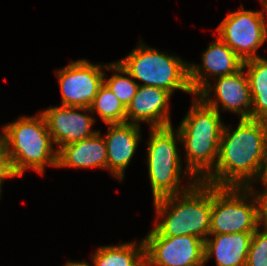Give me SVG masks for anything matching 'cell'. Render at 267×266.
Listing matches in <instances>:
<instances>
[{"label":"cell","instance_id":"cell-17","mask_svg":"<svg viewBox=\"0 0 267 266\" xmlns=\"http://www.w3.org/2000/svg\"><path fill=\"white\" fill-rule=\"evenodd\" d=\"M205 240V264L215 256L217 266H246L253 233L216 234Z\"/></svg>","mask_w":267,"mask_h":266},{"label":"cell","instance_id":"cell-10","mask_svg":"<svg viewBox=\"0 0 267 266\" xmlns=\"http://www.w3.org/2000/svg\"><path fill=\"white\" fill-rule=\"evenodd\" d=\"M102 68L106 69V65H93L83 59L72 61L59 70L57 75L62 96L61 106L90 108L104 83Z\"/></svg>","mask_w":267,"mask_h":266},{"label":"cell","instance_id":"cell-18","mask_svg":"<svg viewBox=\"0 0 267 266\" xmlns=\"http://www.w3.org/2000/svg\"><path fill=\"white\" fill-rule=\"evenodd\" d=\"M243 67L248 68L246 74L252 98L251 119L267 121V59L258 57L246 60Z\"/></svg>","mask_w":267,"mask_h":266},{"label":"cell","instance_id":"cell-4","mask_svg":"<svg viewBox=\"0 0 267 266\" xmlns=\"http://www.w3.org/2000/svg\"><path fill=\"white\" fill-rule=\"evenodd\" d=\"M154 206L157 218L166 216L154 227L162 236L193 235L204 241L207 239L212 209L211 184L198 181L182 194L154 200Z\"/></svg>","mask_w":267,"mask_h":266},{"label":"cell","instance_id":"cell-28","mask_svg":"<svg viewBox=\"0 0 267 266\" xmlns=\"http://www.w3.org/2000/svg\"><path fill=\"white\" fill-rule=\"evenodd\" d=\"M261 3L264 6V11L267 13V0H261Z\"/></svg>","mask_w":267,"mask_h":266},{"label":"cell","instance_id":"cell-1","mask_svg":"<svg viewBox=\"0 0 267 266\" xmlns=\"http://www.w3.org/2000/svg\"><path fill=\"white\" fill-rule=\"evenodd\" d=\"M267 121L241 119L231 133L223 127L214 170L203 182L217 187H247L258 178L266 145Z\"/></svg>","mask_w":267,"mask_h":266},{"label":"cell","instance_id":"cell-2","mask_svg":"<svg viewBox=\"0 0 267 266\" xmlns=\"http://www.w3.org/2000/svg\"><path fill=\"white\" fill-rule=\"evenodd\" d=\"M0 139L13 178L21 177L28 168L42 174L45 164L57 167L58 151L53 150V140L41 113L20 117L4 126Z\"/></svg>","mask_w":267,"mask_h":266},{"label":"cell","instance_id":"cell-9","mask_svg":"<svg viewBox=\"0 0 267 266\" xmlns=\"http://www.w3.org/2000/svg\"><path fill=\"white\" fill-rule=\"evenodd\" d=\"M217 32L218 37L244 62L259 57L256 50L267 39V24L263 12L242 9L225 17Z\"/></svg>","mask_w":267,"mask_h":266},{"label":"cell","instance_id":"cell-26","mask_svg":"<svg viewBox=\"0 0 267 266\" xmlns=\"http://www.w3.org/2000/svg\"><path fill=\"white\" fill-rule=\"evenodd\" d=\"M13 178V176L11 175V173H0V193H1V185L4 179L7 178ZM1 195V194H0Z\"/></svg>","mask_w":267,"mask_h":266},{"label":"cell","instance_id":"cell-25","mask_svg":"<svg viewBox=\"0 0 267 266\" xmlns=\"http://www.w3.org/2000/svg\"><path fill=\"white\" fill-rule=\"evenodd\" d=\"M0 173H11L9 167L5 162L4 148L0 139Z\"/></svg>","mask_w":267,"mask_h":266},{"label":"cell","instance_id":"cell-5","mask_svg":"<svg viewBox=\"0 0 267 266\" xmlns=\"http://www.w3.org/2000/svg\"><path fill=\"white\" fill-rule=\"evenodd\" d=\"M121 73L142 80V86L167 90L171 95L180 89L193 94L189 84V64L144 44L135 48L127 57L118 61Z\"/></svg>","mask_w":267,"mask_h":266},{"label":"cell","instance_id":"cell-24","mask_svg":"<svg viewBox=\"0 0 267 266\" xmlns=\"http://www.w3.org/2000/svg\"><path fill=\"white\" fill-rule=\"evenodd\" d=\"M258 179L267 180V135H266V145H265V150H264V155H263V162H262V166H261V169L258 175Z\"/></svg>","mask_w":267,"mask_h":266},{"label":"cell","instance_id":"cell-3","mask_svg":"<svg viewBox=\"0 0 267 266\" xmlns=\"http://www.w3.org/2000/svg\"><path fill=\"white\" fill-rule=\"evenodd\" d=\"M223 127L216 109L206 105L200 98L194 100L178 129L187 153L185 173L191 179L194 177L203 181L215 168Z\"/></svg>","mask_w":267,"mask_h":266},{"label":"cell","instance_id":"cell-23","mask_svg":"<svg viewBox=\"0 0 267 266\" xmlns=\"http://www.w3.org/2000/svg\"><path fill=\"white\" fill-rule=\"evenodd\" d=\"M266 190L263 193H258L255 196V201L257 205V221L258 225L263 221L264 227L267 228V180H261Z\"/></svg>","mask_w":267,"mask_h":266},{"label":"cell","instance_id":"cell-11","mask_svg":"<svg viewBox=\"0 0 267 266\" xmlns=\"http://www.w3.org/2000/svg\"><path fill=\"white\" fill-rule=\"evenodd\" d=\"M78 110L91 111L87 107L59 106L41 112L53 142L60 145L57 151L68 144L89 138L97 132L91 129L94 118L77 112Z\"/></svg>","mask_w":267,"mask_h":266},{"label":"cell","instance_id":"cell-27","mask_svg":"<svg viewBox=\"0 0 267 266\" xmlns=\"http://www.w3.org/2000/svg\"><path fill=\"white\" fill-rule=\"evenodd\" d=\"M65 266H90L86 262H68Z\"/></svg>","mask_w":267,"mask_h":266},{"label":"cell","instance_id":"cell-13","mask_svg":"<svg viewBox=\"0 0 267 266\" xmlns=\"http://www.w3.org/2000/svg\"><path fill=\"white\" fill-rule=\"evenodd\" d=\"M244 67L236 73L217 77L215 85V95L218 98L212 100L209 92H198L196 96L209 107L219 112L218 104H222L224 111L230 110L240 114L241 119H251L252 98L250 94V85Z\"/></svg>","mask_w":267,"mask_h":266},{"label":"cell","instance_id":"cell-16","mask_svg":"<svg viewBox=\"0 0 267 266\" xmlns=\"http://www.w3.org/2000/svg\"><path fill=\"white\" fill-rule=\"evenodd\" d=\"M57 167H101L107 169V148L97 131L93 136L68 144L58 151Z\"/></svg>","mask_w":267,"mask_h":266},{"label":"cell","instance_id":"cell-20","mask_svg":"<svg viewBox=\"0 0 267 266\" xmlns=\"http://www.w3.org/2000/svg\"><path fill=\"white\" fill-rule=\"evenodd\" d=\"M90 110L97 112L106 124L126 122V108L105 83L100 86Z\"/></svg>","mask_w":267,"mask_h":266},{"label":"cell","instance_id":"cell-6","mask_svg":"<svg viewBox=\"0 0 267 266\" xmlns=\"http://www.w3.org/2000/svg\"><path fill=\"white\" fill-rule=\"evenodd\" d=\"M150 130L147 162L153 199L185 192L198 180L194 179L193 183L191 182L186 188L182 189L180 186L181 158H179L176 143L181 140L178 130L177 135H174L172 126L150 128Z\"/></svg>","mask_w":267,"mask_h":266},{"label":"cell","instance_id":"cell-21","mask_svg":"<svg viewBox=\"0 0 267 266\" xmlns=\"http://www.w3.org/2000/svg\"><path fill=\"white\" fill-rule=\"evenodd\" d=\"M106 69L117 71L116 74H113L108 80L104 77V83L112 91V93L120 100L125 108L134 98L139 84L129 77L123 76L121 72V65L119 62H114L106 66ZM121 74V75H120Z\"/></svg>","mask_w":267,"mask_h":266},{"label":"cell","instance_id":"cell-7","mask_svg":"<svg viewBox=\"0 0 267 266\" xmlns=\"http://www.w3.org/2000/svg\"><path fill=\"white\" fill-rule=\"evenodd\" d=\"M242 193H241V192ZM247 192V193H246ZM247 187H217L212 185V209L209 235L254 233L259 227L255 198L248 204V195L254 194ZM247 200V201H245ZM253 203V204H252Z\"/></svg>","mask_w":267,"mask_h":266},{"label":"cell","instance_id":"cell-8","mask_svg":"<svg viewBox=\"0 0 267 266\" xmlns=\"http://www.w3.org/2000/svg\"><path fill=\"white\" fill-rule=\"evenodd\" d=\"M145 266H203L205 241L193 235L162 236L155 228L143 240Z\"/></svg>","mask_w":267,"mask_h":266},{"label":"cell","instance_id":"cell-12","mask_svg":"<svg viewBox=\"0 0 267 266\" xmlns=\"http://www.w3.org/2000/svg\"><path fill=\"white\" fill-rule=\"evenodd\" d=\"M202 60L203 69L199 65L189 64V84L194 95L212 90L206 72L220 77L236 73L243 67L242 59L218 36L202 53Z\"/></svg>","mask_w":267,"mask_h":266},{"label":"cell","instance_id":"cell-14","mask_svg":"<svg viewBox=\"0 0 267 266\" xmlns=\"http://www.w3.org/2000/svg\"><path fill=\"white\" fill-rule=\"evenodd\" d=\"M170 96L167 90L140 85L126 108V122L140 125L139 122L147 121L150 128L172 126L168 111Z\"/></svg>","mask_w":267,"mask_h":266},{"label":"cell","instance_id":"cell-15","mask_svg":"<svg viewBox=\"0 0 267 266\" xmlns=\"http://www.w3.org/2000/svg\"><path fill=\"white\" fill-rule=\"evenodd\" d=\"M109 131L104 140L107 148V168L122 181L141 138L140 125L129 122L108 124Z\"/></svg>","mask_w":267,"mask_h":266},{"label":"cell","instance_id":"cell-22","mask_svg":"<svg viewBox=\"0 0 267 266\" xmlns=\"http://www.w3.org/2000/svg\"><path fill=\"white\" fill-rule=\"evenodd\" d=\"M253 233L247 256L246 266H267V228Z\"/></svg>","mask_w":267,"mask_h":266},{"label":"cell","instance_id":"cell-19","mask_svg":"<svg viewBox=\"0 0 267 266\" xmlns=\"http://www.w3.org/2000/svg\"><path fill=\"white\" fill-rule=\"evenodd\" d=\"M94 266H145V245L127 243L116 246H105L97 249L92 256Z\"/></svg>","mask_w":267,"mask_h":266}]
</instances>
